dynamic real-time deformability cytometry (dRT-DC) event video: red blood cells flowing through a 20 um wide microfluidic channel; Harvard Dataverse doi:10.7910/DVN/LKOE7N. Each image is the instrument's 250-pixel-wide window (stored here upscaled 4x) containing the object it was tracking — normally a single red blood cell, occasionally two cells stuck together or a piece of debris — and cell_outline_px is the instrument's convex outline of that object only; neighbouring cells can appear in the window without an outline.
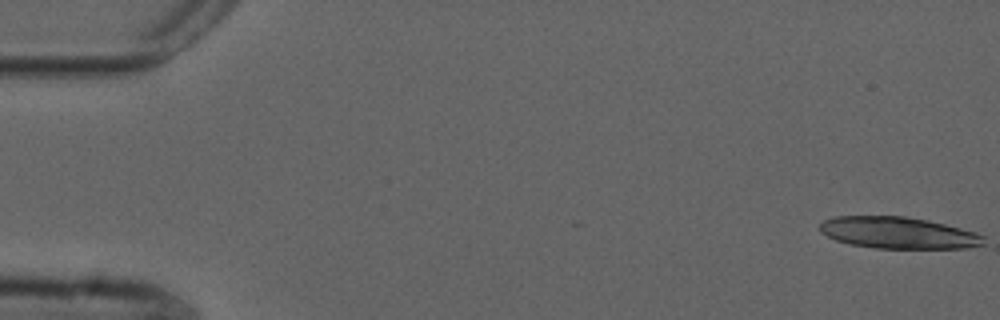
{"species": "common noctule bat (a hibernating species)", "species_latin": "Nyctalus noctula", "temperature_condition": "cold", "stored_images_in_passage": 55, "camera_frame_rate_fps": 3000, "um_per_image_px": 0.085, "animal": {"sex": "male", "forearm_length_mm": 52.5}, "frame": {"image": 1, "passage_image": 1, "time_ms": 0.0, "image_size_px": [1000, 320], "cell_outline_px": [[984, 244], [968, 248], [876, 248], [852, 244], [836, 240], [820, 232], [820, 224], [824, 220], [836, 216], [904, 216], [928, 220], [976, 232], [984, 236]], "centroid_in_image_um": [76.36, 19.78], "position_along_channel_um": 8.6, "area_um2": 30.06}}
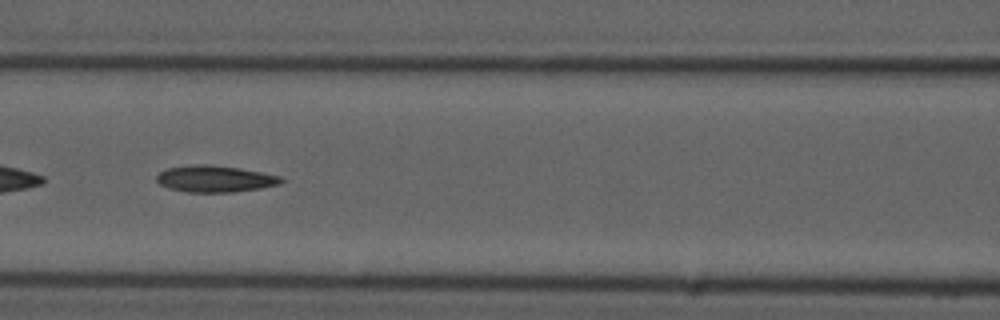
{"frame": {"image": 2, "passage_image": 24, "time_ms": 7.667, "image_size_px": [1000, 320], "cell_outline_px": [[284, 180], [280, 184], [260, 188], [232, 192], [188, 192], [168, 188], [160, 184], [156, 180], [156, 176], [160, 172], [168, 168], [196, 164], [212, 164], [240, 168], [280, 176]], "centroid_in_image_um": [18.26, 15.19], "position_along_channel_um": 148.3, "area_um2": 19.25}}
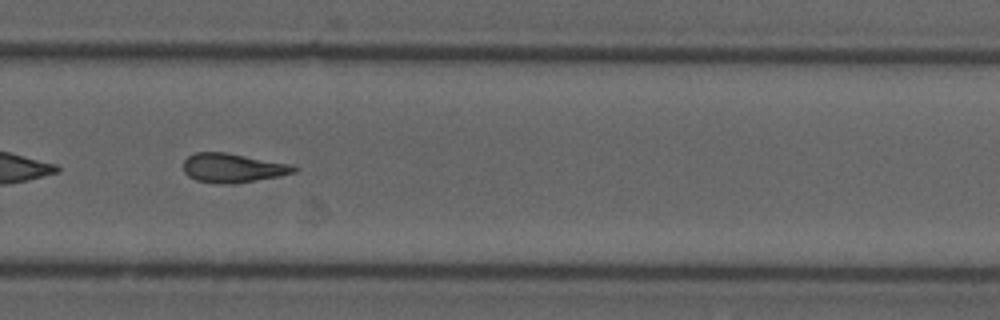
{"frame": {"image": 3, "passage_image": 37, "time_ms": 12.0, "image_size_px": [1000, 320], "cell_outline_px": [[300, 168], [296, 172], [280, 176], [232, 184], [216, 184], [196, 180], [188, 176], [184, 172], [184, 160], [188, 156], [196, 152], [224, 152], [292, 164]], "centroid_in_image_um": [19.8, 14.28], "position_along_channel_um": 310.0, "area_um2": 18.9}, "authors_computed_cell_mechanics": {"area_um2": 19.652, "velocity_mm_per_s": 3.7436, "shape_relaxation_time_tau1_ms": 8.8107, "shape_relaxation_time_tau2_ms": 6.371, "deformation_change_tau1": 0.1918, "deformation_change_tau2": 0.1849}}